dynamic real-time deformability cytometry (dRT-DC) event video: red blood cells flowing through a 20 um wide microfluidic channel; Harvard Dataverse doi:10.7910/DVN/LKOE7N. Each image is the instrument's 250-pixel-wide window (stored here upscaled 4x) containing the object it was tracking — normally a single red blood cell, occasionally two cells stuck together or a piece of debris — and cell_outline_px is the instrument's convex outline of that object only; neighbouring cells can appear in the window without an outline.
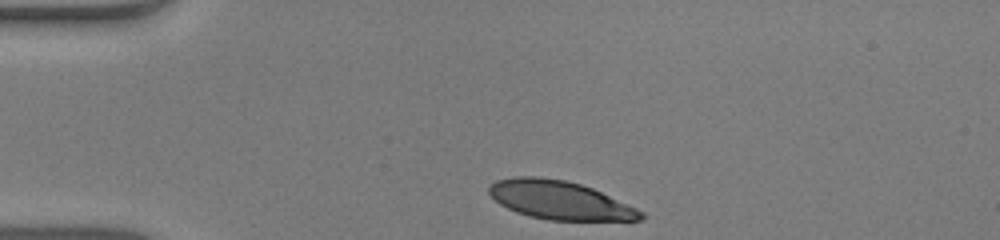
{"species": "human", "species_latin": "Homo sapiens", "temperature_condition": "warm", "stored_images_in_passage": 33, "camera_frame_rate_fps": 3000, "um_per_image_px": 0.085, "donor": {"sex": "male"}, "frame": {"image": 1, "passage_image": 1, "time_ms": 0.0, "image_size_px": [1000, 240], "cell_outline_px": [[644, 220], [548, 220], [516, 212], [500, 204], [488, 192], [488, 184], [496, 180], [512, 176], [540, 176], [564, 180], [580, 184], [592, 188], [636, 208], [644, 212]], "centroid_in_image_um": [47.54, 17.0], "position_along_channel_um": 37.5, "area_um2": 33.93}}
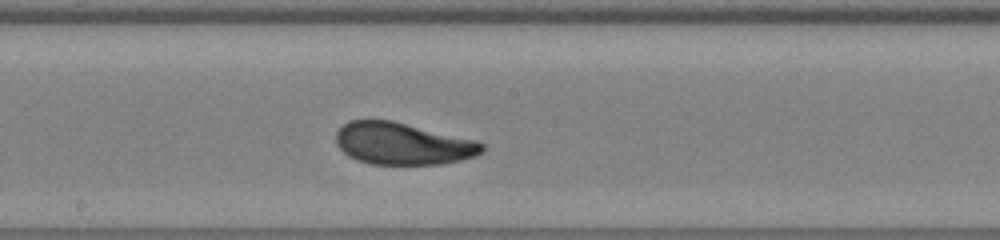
{"frame": {"image": 2, "passage_image": 18, "time_ms": 5.667, "image_size_px": [1000, 240], "cell_outline_px": [[484, 152], [476, 156], [460, 160], [440, 164], [372, 164], [356, 160], [348, 156], [336, 144], [336, 132], [348, 120], [392, 120], [480, 140], [484, 144]], "centroid_in_image_um": [34.27, 12.2], "position_along_channel_um": 213.9, "area_um2": 36.18}}
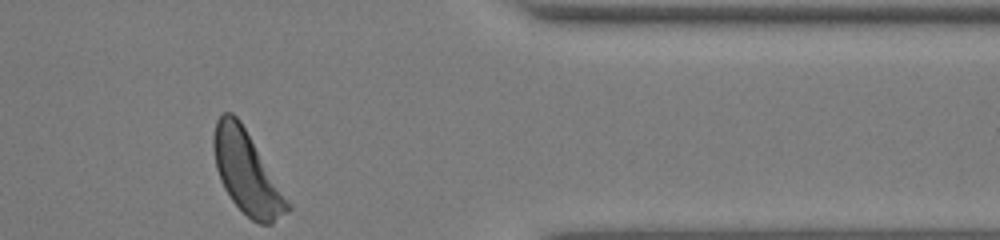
{"frame": {"image": 3, "passage_image": 33, "time_ms": 10.667, "image_size_px": [1000, 240], "cell_outline_px": [[292, 208], [288, 212], [272, 224], [260, 224], [252, 220], [232, 200], [224, 188], [220, 180], [216, 168], [212, 144], [212, 136], [216, 120], [224, 112], [232, 112], [240, 120], [292, 204]], "centroid_in_image_um": [20.98, 14.66], "position_along_channel_um": 390.4, "area_um2": 35.49}, "authors_computed_cell_mechanics": {"area_um2": 35.9516, "velocity_mm_per_s": 3.9104, "shape_relaxation_time_tau1_ms": 2.9587, "shape_relaxation_time_tau2_ms": 0.8985, "deformation_change_tau1": 0.1545, "deformation_change_tau2": 0.0702}}